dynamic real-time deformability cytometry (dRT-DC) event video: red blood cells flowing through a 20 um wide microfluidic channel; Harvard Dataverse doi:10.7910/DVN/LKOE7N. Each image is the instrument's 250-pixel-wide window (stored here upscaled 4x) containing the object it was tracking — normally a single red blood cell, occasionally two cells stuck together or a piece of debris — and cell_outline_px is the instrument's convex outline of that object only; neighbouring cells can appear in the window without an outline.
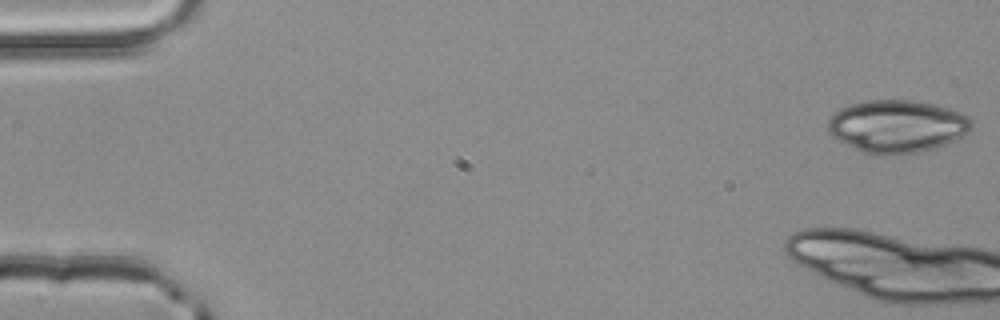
{"species": "common noctule bat (a hibernating species)", "species_latin": "Nyctalus noctula", "temperature_condition": "room temperature", "stored_images_in_passage": 17, "camera_frame_rate_fps": 3000, "um_per_image_px": 0.085, "animal": {"sex": "male", "body_mass_g": 20.4}, "frame": {"image": 1, "passage_image": 1, "time_ms": 0.0, "image_size_px": [1000, 320], "cell_outline_px": [[972, 128], [968, 132], [956, 140], [920, 152], [888, 156], [880, 156], [864, 152], [836, 140], [828, 132], [828, 120], [840, 108], [852, 104], [868, 100], [912, 100], [936, 104], [960, 112], [968, 116], [972, 120]], "centroid_in_image_um": [76.25, 10.74], "position_along_channel_um": 8.7, "area_um2": 44.27}}